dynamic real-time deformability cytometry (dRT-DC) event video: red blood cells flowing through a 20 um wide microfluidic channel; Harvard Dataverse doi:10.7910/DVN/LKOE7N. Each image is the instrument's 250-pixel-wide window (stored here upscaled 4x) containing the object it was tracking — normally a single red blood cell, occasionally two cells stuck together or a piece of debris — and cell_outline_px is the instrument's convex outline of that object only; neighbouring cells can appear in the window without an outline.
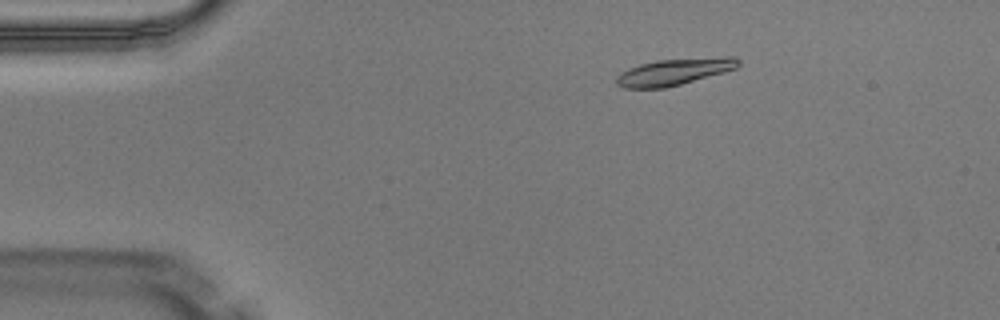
{"species": "Egyptian fruit bat (a non-hibernating species)", "species_latin": "Rousettus aegyptiacus", "temperature_condition": "warm", "stored_images_in_passage": 6, "camera_frame_rate_fps": 3000, "um_per_image_px": 0.085, "animal": {"sex": "male"}, "frame": {"image": 1, "passage_image": 3, "time_ms": 0.667, "image_size_px": [1000, 320], "cell_outline_px": [[740, 64], [736, 68], [724, 72], [680, 84], [664, 88], [624, 88], [616, 84], [616, 76], [628, 68], [640, 64], [656, 60], [728, 56], [736, 56], [740, 60]], "centroid_in_image_um": [57.32, 6.09], "position_along_channel_um": 27.7, "area_um2": 18.9}}
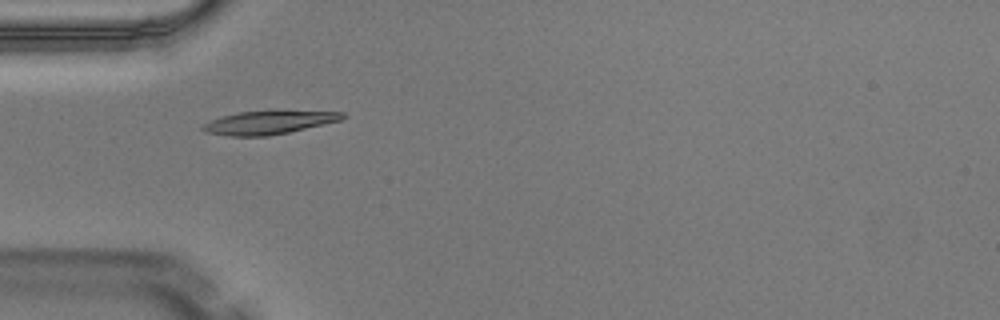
{"frame": {"image": 2, "passage_image": 5, "time_ms": 1.333, "image_size_px": [1000, 320], "cell_outline_px": [[344, 116], [340, 120], [288, 132], [268, 136], [228, 136], [204, 132], [200, 128], [204, 124], [212, 120], [224, 116], [240, 112], [344, 112]], "centroid_in_image_um": [22.75, 10.44], "position_along_channel_um": 62.3, "area_um2": 18.15}}